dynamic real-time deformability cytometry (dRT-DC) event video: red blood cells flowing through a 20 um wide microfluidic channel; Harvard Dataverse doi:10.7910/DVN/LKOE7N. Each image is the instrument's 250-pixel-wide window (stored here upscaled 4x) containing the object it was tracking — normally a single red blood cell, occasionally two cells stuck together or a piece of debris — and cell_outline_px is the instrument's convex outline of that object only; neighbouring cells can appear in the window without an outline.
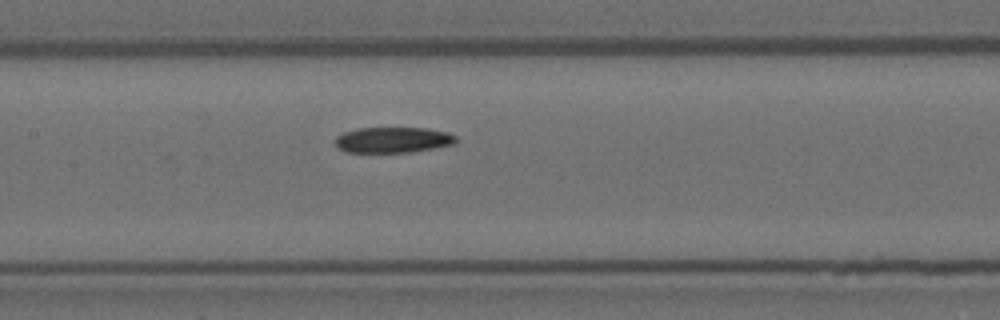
{"species": "Egyptian fruit bat (a non-hibernating species)", "species_latin": "Rousettus aegyptiacus", "temperature_condition": "room temperature", "stored_images_in_passage": 9, "segment_of_instrument_passage": [2, 2], "camera_frame_rate_fps": 3000, "um_per_image_px": 0.085, "animal": {"sex": "female"}, "frame": {"image": 1, "passage_image": 9, "time_ms": 2.667, "image_size_px": [1000, 320], "cell_outline_px": [[456, 140], [452, 144], [412, 152], [344, 152], [336, 148], [336, 136], [344, 132], [356, 128], [428, 128], [448, 132], [456, 136]], "centroid_in_image_um": [33.36, 11.89], "position_along_channel_um": 174.0, "area_um2": 18.09}}